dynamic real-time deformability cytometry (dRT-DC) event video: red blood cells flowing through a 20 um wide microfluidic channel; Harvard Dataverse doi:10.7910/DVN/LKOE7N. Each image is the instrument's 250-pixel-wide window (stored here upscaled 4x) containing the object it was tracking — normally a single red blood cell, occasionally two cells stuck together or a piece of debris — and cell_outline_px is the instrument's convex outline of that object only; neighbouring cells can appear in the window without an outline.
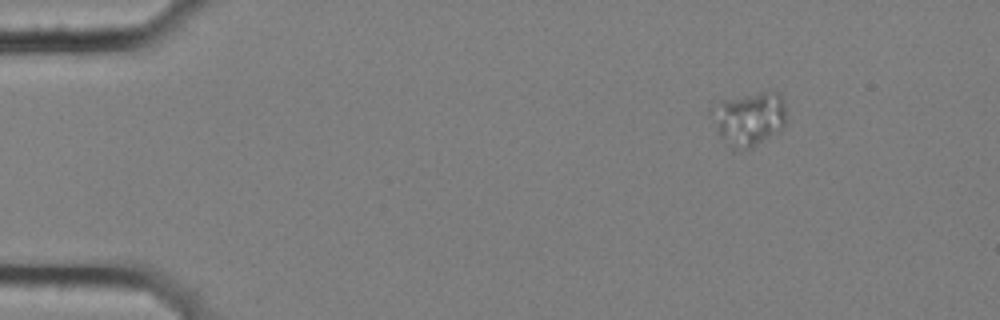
{"species": "common noctule bat (a hibernating species)", "species_latin": "Nyctalus noctula", "temperature_condition": "cold", "stored_images_in_passage": 3, "camera_frame_rate_fps": 3000, "um_per_image_px": 0.085, "animal": {"sex": "female", "body_mass_g": 25.1}, "frame": {"image": 1, "passage_image": 1, "time_ms": 0.0, "image_size_px": [1000, 320], "cell_outline_px": [[784, 124], [780, 132], [748, 148], [736, 152], [716, 132], [708, 116], [708, 108], [720, 100], [764, 92], [776, 92], [780, 96], [784, 104]], "centroid_in_image_um": [63.56, 10.11], "position_along_channel_um": 21.4, "area_um2": 23.64}}